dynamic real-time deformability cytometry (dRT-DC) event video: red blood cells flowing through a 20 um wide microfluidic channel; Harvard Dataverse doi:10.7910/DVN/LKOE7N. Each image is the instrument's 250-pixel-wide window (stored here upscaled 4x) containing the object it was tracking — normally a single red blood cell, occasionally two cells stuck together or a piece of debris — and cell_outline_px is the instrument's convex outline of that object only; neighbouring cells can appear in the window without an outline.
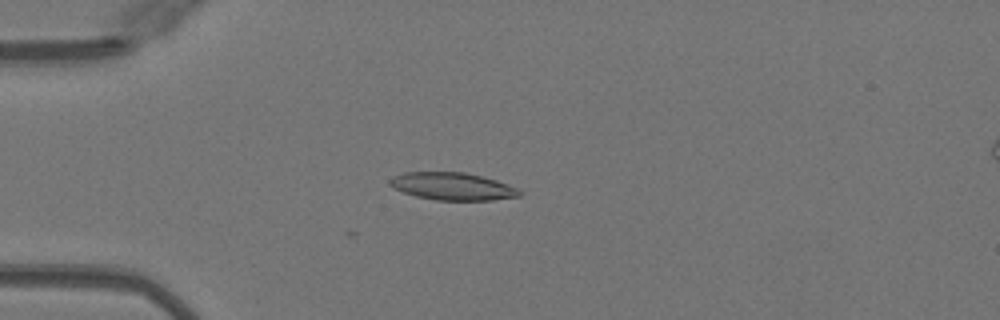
{"species": "Egyptian fruit bat (a non-hibernating species)", "species_latin": "Rousettus aegyptiacus", "temperature_condition": "warm", "stored_images_in_passage": 2, "camera_frame_rate_fps": 3000, "um_per_image_px": 0.085, "animal": {"sex": "female"}, "frame": {"image": 1, "passage_image": 2, "time_ms": 0.333, "image_size_px": [1000, 320], "cell_outline_px": [[524, 192], [520, 196], [492, 200], [436, 200], [416, 196], [404, 192], [388, 184], [388, 180], [392, 176], [404, 172], [464, 172], [496, 180], [520, 188]], "centroid_in_image_um": [38.49, 15.84], "position_along_channel_um": 46.5, "area_um2": 20.87}}